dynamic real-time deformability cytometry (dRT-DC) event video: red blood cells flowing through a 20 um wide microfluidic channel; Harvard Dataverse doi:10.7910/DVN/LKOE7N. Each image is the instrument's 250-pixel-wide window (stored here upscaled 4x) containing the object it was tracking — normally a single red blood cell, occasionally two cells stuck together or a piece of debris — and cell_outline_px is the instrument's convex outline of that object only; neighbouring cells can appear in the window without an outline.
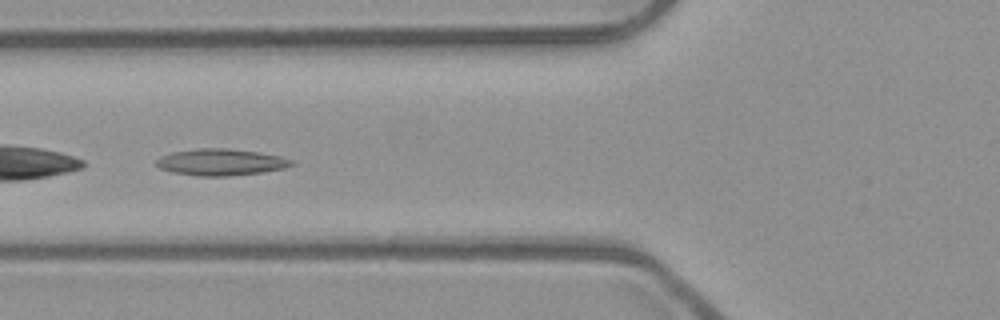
{"species": "common noctule bat (a hibernating species)", "species_latin": "Nyctalus noctula", "temperature_condition": "room temperature", "stored_images_in_passage": 40, "camera_frame_rate_fps": 3000, "um_per_image_px": 0.085, "animal": {"sex": "male", "body_mass_g": 23.1, "forearm_length_mm": 52.7}, "frame": {"image": 1, "passage_image": 11, "time_ms": 3.333, "image_size_px": [1000, 320], "cell_outline_px": [[296, 164], [284, 168], [264, 172], [228, 176], [196, 176], [172, 172], [160, 168], [156, 164], [156, 160], [160, 156], [172, 152], [196, 148], [228, 148], [256, 152], [280, 156], [292, 160]], "centroid_in_image_um": [18.76, 13.78], "position_along_channel_um": 107.0, "area_um2": 21.04}}
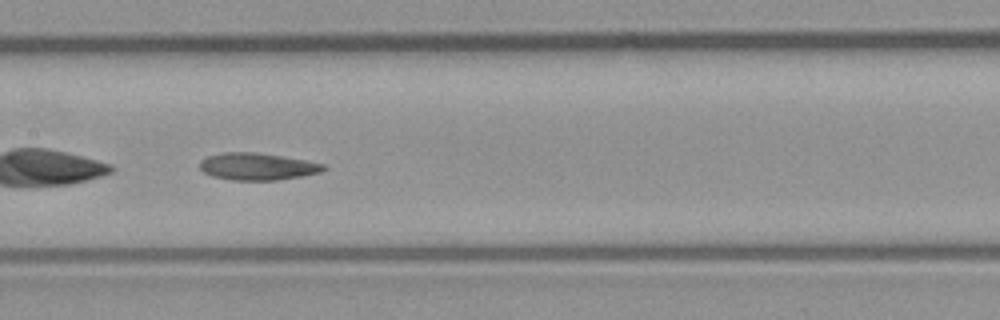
{"frame": {"image": 2, "passage_image": 17, "time_ms": 5.333, "image_size_px": [1000, 320], "cell_outline_px": [[328, 168], [320, 172], [300, 176], [276, 180], [232, 180], [212, 176], [204, 172], [200, 168], [200, 160], [208, 156], [224, 152], [256, 152], [304, 160], [324, 164]], "centroid_in_image_um": [21.85, 14.15], "position_along_channel_um": 185.5, "area_um2": 19.36}}
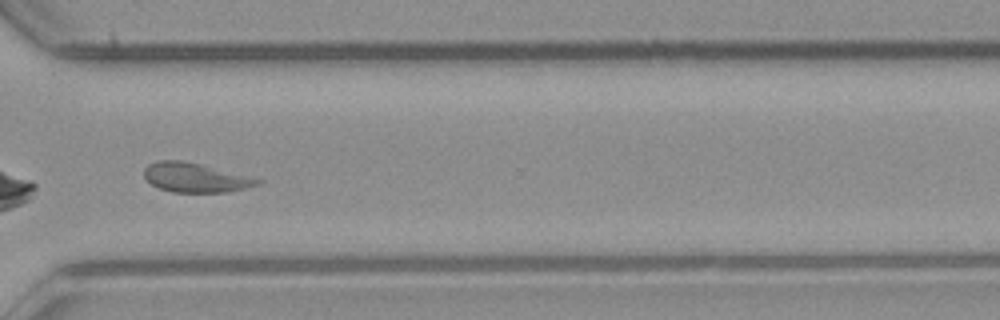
{"frame": {"image": 3, "passage_image": 30, "time_ms": 9.667, "image_size_px": [1000, 320], "cell_outline_px": [[264, 180], [260, 184], [228, 192], [172, 192], [160, 188], [152, 184], [144, 176], [144, 168], [148, 164], [156, 160], [180, 160], [200, 164]], "centroid_in_image_um": [16.58, 15.09], "position_along_channel_um": 354.0, "area_um2": 19.19}, "authors_computed_cell_mechanics": {"area_um2": 19.3919, "velocity_mm_per_s": 3.8934, "shape_relaxation_time_tau1_ms": null, "shape_relaxation_time_tau2_ms": 3.1055, "deformation_change_tau1": null, "deformation_change_tau2": 0.0825}}